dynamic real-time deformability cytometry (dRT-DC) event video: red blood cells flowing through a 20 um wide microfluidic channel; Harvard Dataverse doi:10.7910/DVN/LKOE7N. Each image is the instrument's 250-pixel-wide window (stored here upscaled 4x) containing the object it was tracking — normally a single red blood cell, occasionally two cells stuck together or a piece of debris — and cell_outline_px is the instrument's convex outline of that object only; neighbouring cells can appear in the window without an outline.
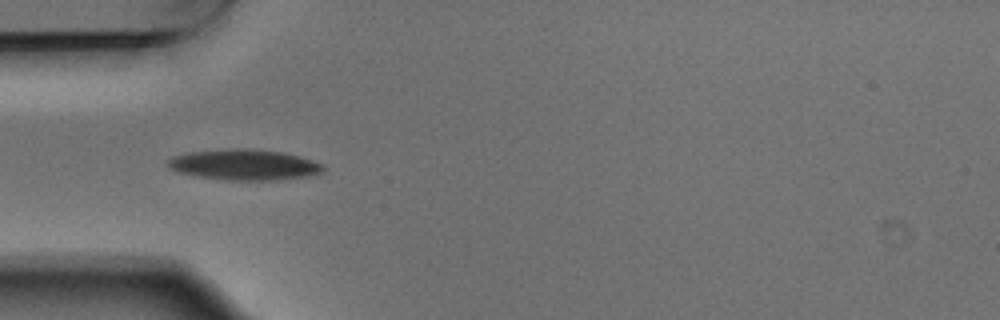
{"species": "Egyptian fruit bat (a non-hibernating species)", "species_latin": "Rousettus aegyptiacus", "temperature_condition": "warm", "stored_images_in_passage": 3, "camera_frame_rate_fps": 3000, "um_per_image_px": 0.085, "animal": {"sex": "male"}, "frame": {"image": 1, "passage_image": 3, "time_ms": 0.667, "image_size_px": [1000, 320], "cell_outline_px": [[324, 172], [308, 176], [276, 180], [228, 180], [196, 176], [176, 172], [168, 168], [168, 160], [172, 156], [188, 152], [228, 148], [248, 148], [284, 152], [300, 156], [324, 164]], "centroid_in_image_um": [20.76, 13.99], "position_along_channel_um": 64.2, "area_um2": 28.15}}